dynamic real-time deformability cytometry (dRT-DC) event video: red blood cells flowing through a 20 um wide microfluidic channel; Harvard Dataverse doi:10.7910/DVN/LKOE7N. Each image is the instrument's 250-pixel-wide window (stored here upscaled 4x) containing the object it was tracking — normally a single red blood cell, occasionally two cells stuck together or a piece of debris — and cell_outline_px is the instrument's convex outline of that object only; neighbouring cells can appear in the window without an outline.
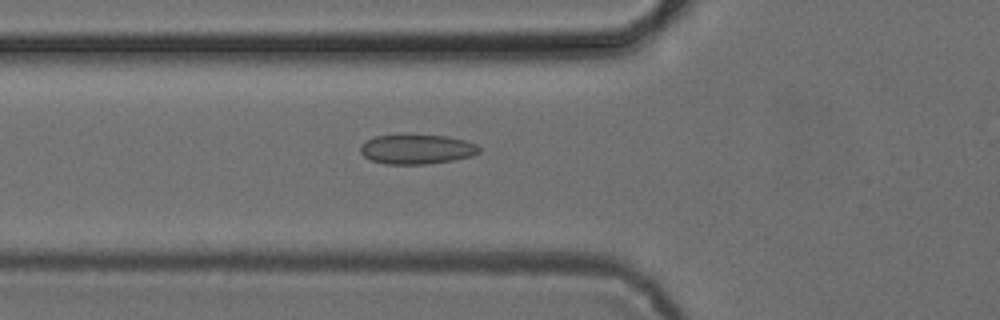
{"species": "common noctule bat (a hibernating species)", "species_latin": "Nyctalus noctula", "temperature_condition": "cold", "stored_images_in_passage": 50, "camera_frame_rate_fps": 3000, "um_per_image_px": 0.085, "animal": {"sex": "female", "body_mass_g": 24.6, "forearm_length_mm": 56.2}, "frame": {"image": 1, "passage_image": 16, "time_ms": 5.0, "image_size_px": [1000, 320], "cell_outline_px": [[480, 152], [472, 156], [452, 160], [428, 164], [384, 164], [368, 160], [360, 152], [360, 144], [376, 136], [400, 132], [408, 132], [448, 136], [464, 140], [476, 144], [480, 148]], "centroid_in_image_um": [35.38, 12.64], "position_along_channel_um": 90.4, "area_um2": 21.44}}
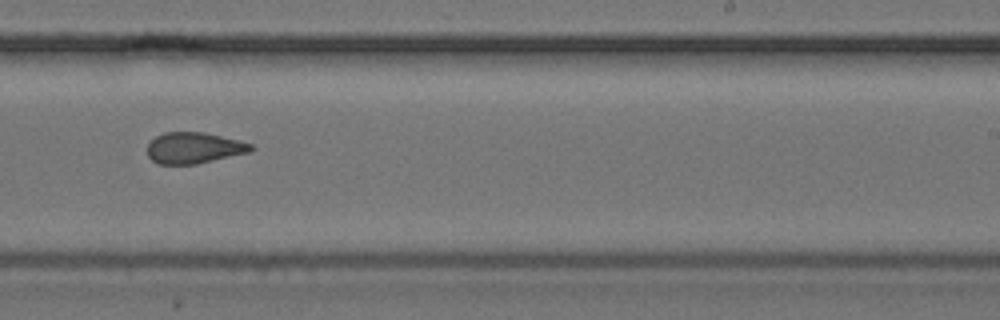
{"frame": {"image": 2, "passage_image": 30, "time_ms": 9.667, "image_size_px": [1000, 320], "cell_outline_px": [[256, 148], [252, 152], [196, 164], [156, 164], [148, 156], [148, 144], [156, 136], [164, 132], [204, 132], [252, 144]], "centroid_in_image_um": [16.5, 12.58], "position_along_channel_um": 272.5, "area_um2": 18.84}}
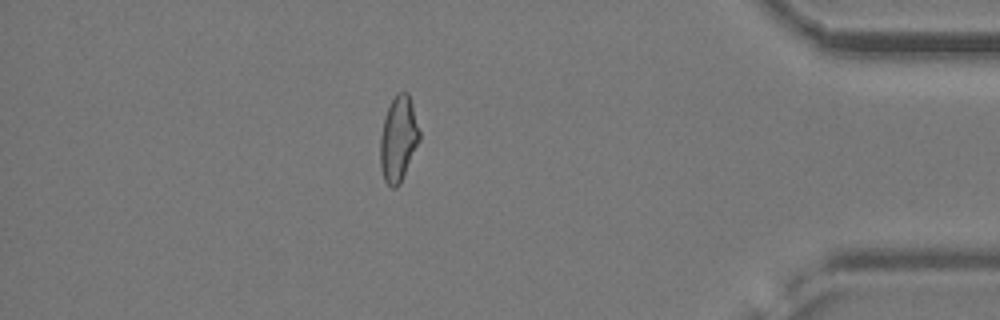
{"frame": {"image": 3, "passage_image": 43, "time_ms": 14.0, "image_size_px": [1000, 320], "cell_outline_px": [[420, 140], [400, 184], [396, 188], [392, 188], [384, 180], [380, 168], [380, 136], [384, 120], [388, 108], [396, 92], [408, 92], [412, 104], [420, 132]], "centroid_in_image_um": [33.86, 11.83], "position_along_channel_um": 401.3, "area_um2": 19.48}, "authors_computed_cell_mechanics": {"area_um2": 19.9121, "velocity_mm_per_s": 3.8951, "shape_relaxation_time_tau1_ms": null, "shape_relaxation_time_tau2_ms": 2.0989, "deformation_change_tau1": null, "deformation_change_tau2": 0.0874}}